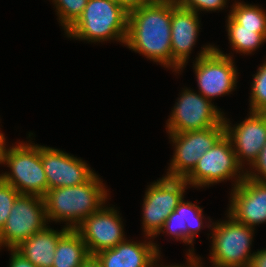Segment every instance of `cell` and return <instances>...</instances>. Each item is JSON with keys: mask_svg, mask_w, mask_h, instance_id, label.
Wrapping results in <instances>:
<instances>
[{"mask_svg": "<svg viewBox=\"0 0 266 267\" xmlns=\"http://www.w3.org/2000/svg\"><path fill=\"white\" fill-rule=\"evenodd\" d=\"M118 214L114 207L102 206L75 228L86 244L90 256L114 248L125 240L121 217Z\"/></svg>", "mask_w": 266, "mask_h": 267, "instance_id": "12", "label": "cell"}, {"mask_svg": "<svg viewBox=\"0 0 266 267\" xmlns=\"http://www.w3.org/2000/svg\"><path fill=\"white\" fill-rule=\"evenodd\" d=\"M67 230L66 226L61 231L46 226L15 249L36 267H52L57 242Z\"/></svg>", "mask_w": 266, "mask_h": 267, "instance_id": "18", "label": "cell"}, {"mask_svg": "<svg viewBox=\"0 0 266 267\" xmlns=\"http://www.w3.org/2000/svg\"><path fill=\"white\" fill-rule=\"evenodd\" d=\"M3 134L4 133H0V164H1V159H2L3 148L6 145L5 144V137Z\"/></svg>", "mask_w": 266, "mask_h": 267, "instance_id": "34", "label": "cell"}, {"mask_svg": "<svg viewBox=\"0 0 266 267\" xmlns=\"http://www.w3.org/2000/svg\"><path fill=\"white\" fill-rule=\"evenodd\" d=\"M232 56L213 45L203 46L194 64L199 93L206 99L229 94L236 87L237 69Z\"/></svg>", "mask_w": 266, "mask_h": 267, "instance_id": "7", "label": "cell"}, {"mask_svg": "<svg viewBox=\"0 0 266 267\" xmlns=\"http://www.w3.org/2000/svg\"><path fill=\"white\" fill-rule=\"evenodd\" d=\"M198 14L180 7L172 0L171 49L172 68L177 72L186 65L189 54L196 43L200 21Z\"/></svg>", "mask_w": 266, "mask_h": 267, "instance_id": "16", "label": "cell"}, {"mask_svg": "<svg viewBox=\"0 0 266 267\" xmlns=\"http://www.w3.org/2000/svg\"><path fill=\"white\" fill-rule=\"evenodd\" d=\"M2 163H6L11 172L0 174V178L20 194L43 197L47 193L48 182L41 162V145L21 142L9 149L4 146Z\"/></svg>", "mask_w": 266, "mask_h": 267, "instance_id": "4", "label": "cell"}, {"mask_svg": "<svg viewBox=\"0 0 266 267\" xmlns=\"http://www.w3.org/2000/svg\"><path fill=\"white\" fill-rule=\"evenodd\" d=\"M181 94L168 119L167 133L205 130L223 123V112L211 100L188 89Z\"/></svg>", "mask_w": 266, "mask_h": 267, "instance_id": "10", "label": "cell"}, {"mask_svg": "<svg viewBox=\"0 0 266 267\" xmlns=\"http://www.w3.org/2000/svg\"><path fill=\"white\" fill-rule=\"evenodd\" d=\"M19 192L0 178V231L4 227Z\"/></svg>", "mask_w": 266, "mask_h": 267, "instance_id": "25", "label": "cell"}, {"mask_svg": "<svg viewBox=\"0 0 266 267\" xmlns=\"http://www.w3.org/2000/svg\"><path fill=\"white\" fill-rule=\"evenodd\" d=\"M227 32L230 45L237 53L249 54L255 51L266 38L261 33H256V29L244 28L239 25L230 15H228Z\"/></svg>", "mask_w": 266, "mask_h": 267, "instance_id": "20", "label": "cell"}, {"mask_svg": "<svg viewBox=\"0 0 266 267\" xmlns=\"http://www.w3.org/2000/svg\"><path fill=\"white\" fill-rule=\"evenodd\" d=\"M223 123L239 165L243 167L245 158L253 166L266 144V113L250 112V116L235 127L230 126L225 117Z\"/></svg>", "mask_w": 266, "mask_h": 267, "instance_id": "13", "label": "cell"}, {"mask_svg": "<svg viewBox=\"0 0 266 267\" xmlns=\"http://www.w3.org/2000/svg\"><path fill=\"white\" fill-rule=\"evenodd\" d=\"M194 251V248L193 249H191V250H189V253L187 254L188 255V260H187V266H182V265H170V266H162V267H203V266H201V264H202V262L200 261L201 260V258H198L197 256H195L194 255V253H193V251ZM192 251V252H191ZM161 255H159L153 262H152V264L150 265V267H161V265L160 266H158V264H157V261H158V259H159V257H160ZM201 262V263H200ZM155 264V265H154Z\"/></svg>", "mask_w": 266, "mask_h": 267, "instance_id": "29", "label": "cell"}, {"mask_svg": "<svg viewBox=\"0 0 266 267\" xmlns=\"http://www.w3.org/2000/svg\"><path fill=\"white\" fill-rule=\"evenodd\" d=\"M225 134V125L205 130L169 133L175 145L174 156L166 177L185 178L196 166L199 159Z\"/></svg>", "mask_w": 266, "mask_h": 267, "instance_id": "11", "label": "cell"}, {"mask_svg": "<svg viewBox=\"0 0 266 267\" xmlns=\"http://www.w3.org/2000/svg\"><path fill=\"white\" fill-rule=\"evenodd\" d=\"M96 173L85 183L47 190L43 196L47 220L65 221L68 229H75L86 217L98 211L108 191Z\"/></svg>", "mask_w": 266, "mask_h": 267, "instance_id": "2", "label": "cell"}, {"mask_svg": "<svg viewBox=\"0 0 266 267\" xmlns=\"http://www.w3.org/2000/svg\"><path fill=\"white\" fill-rule=\"evenodd\" d=\"M41 162L48 190L80 185L94 174L86 162L52 147L41 146Z\"/></svg>", "mask_w": 266, "mask_h": 267, "instance_id": "14", "label": "cell"}, {"mask_svg": "<svg viewBox=\"0 0 266 267\" xmlns=\"http://www.w3.org/2000/svg\"><path fill=\"white\" fill-rule=\"evenodd\" d=\"M232 190L228 214L249 227L266 222V183L245 176Z\"/></svg>", "mask_w": 266, "mask_h": 267, "instance_id": "15", "label": "cell"}, {"mask_svg": "<svg viewBox=\"0 0 266 267\" xmlns=\"http://www.w3.org/2000/svg\"><path fill=\"white\" fill-rule=\"evenodd\" d=\"M239 165L230 139L224 134L199 159L194 169L184 178L188 185L203 187L224 180L236 179L233 187L238 185L246 176L240 173ZM239 174V175H238ZM237 175V176H236Z\"/></svg>", "mask_w": 266, "mask_h": 267, "instance_id": "6", "label": "cell"}, {"mask_svg": "<svg viewBox=\"0 0 266 267\" xmlns=\"http://www.w3.org/2000/svg\"><path fill=\"white\" fill-rule=\"evenodd\" d=\"M177 4L187 10L198 11H216L226 6L227 0H176Z\"/></svg>", "mask_w": 266, "mask_h": 267, "instance_id": "26", "label": "cell"}, {"mask_svg": "<svg viewBox=\"0 0 266 267\" xmlns=\"http://www.w3.org/2000/svg\"><path fill=\"white\" fill-rule=\"evenodd\" d=\"M127 25L128 12L114 0H88L82 15L65 34L88 42L113 39L125 44Z\"/></svg>", "mask_w": 266, "mask_h": 267, "instance_id": "3", "label": "cell"}, {"mask_svg": "<svg viewBox=\"0 0 266 267\" xmlns=\"http://www.w3.org/2000/svg\"><path fill=\"white\" fill-rule=\"evenodd\" d=\"M44 199L34 194H19L0 231V247L15 249L47 226Z\"/></svg>", "mask_w": 266, "mask_h": 267, "instance_id": "8", "label": "cell"}, {"mask_svg": "<svg viewBox=\"0 0 266 267\" xmlns=\"http://www.w3.org/2000/svg\"><path fill=\"white\" fill-rule=\"evenodd\" d=\"M160 255L155 243L131 242L126 239L114 248L105 249L94 256L103 267H150Z\"/></svg>", "mask_w": 266, "mask_h": 267, "instance_id": "17", "label": "cell"}, {"mask_svg": "<svg viewBox=\"0 0 266 267\" xmlns=\"http://www.w3.org/2000/svg\"><path fill=\"white\" fill-rule=\"evenodd\" d=\"M228 221L215 222L212 227V252L210 259L214 267H249L253 227H249L227 215Z\"/></svg>", "mask_w": 266, "mask_h": 267, "instance_id": "5", "label": "cell"}, {"mask_svg": "<svg viewBox=\"0 0 266 267\" xmlns=\"http://www.w3.org/2000/svg\"><path fill=\"white\" fill-rule=\"evenodd\" d=\"M172 0H155L128 13L125 44L131 50L172 68Z\"/></svg>", "mask_w": 266, "mask_h": 267, "instance_id": "1", "label": "cell"}, {"mask_svg": "<svg viewBox=\"0 0 266 267\" xmlns=\"http://www.w3.org/2000/svg\"><path fill=\"white\" fill-rule=\"evenodd\" d=\"M186 186L184 178L164 176L147 188L142 208L145 236L154 238L158 235L165 220L184 198Z\"/></svg>", "mask_w": 266, "mask_h": 267, "instance_id": "9", "label": "cell"}, {"mask_svg": "<svg viewBox=\"0 0 266 267\" xmlns=\"http://www.w3.org/2000/svg\"><path fill=\"white\" fill-rule=\"evenodd\" d=\"M249 267H266V249L255 252Z\"/></svg>", "mask_w": 266, "mask_h": 267, "instance_id": "32", "label": "cell"}, {"mask_svg": "<svg viewBox=\"0 0 266 267\" xmlns=\"http://www.w3.org/2000/svg\"><path fill=\"white\" fill-rule=\"evenodd\" d=\"M56 6L60 24L67 31L82 15L88 0H52Z\"/></svg>", "mask_w": 266, "mask_h": 267, "instance_id": "23", "label": "cell"}, {"mask_svg": "<svg viewBox=\"0 0 266 267\" xmlns=\"http://www.w3.org/2000/svg\"><path fill=\"white\" fill-rule=\"evenodd\" d=\"M253 78L250 96V112L266 113V61Z\"/></svg>", "mask_w": 266, "mask_h": 267, "instance_id": "24", "label": "cell"}, {"mask_svg": "<svg viewBox=\"0 0 266 267\" xmlns=\"http://www.w3.org/2000/svg\"><path fill=\"white\" fill-rule=\"evenodd\" d=\"M161 232H167V234L169 233L177 240H183L181 210H174L169 215V217L165 220L163 228L161 229V231H159L158 234H160Z\"/></svg>", "mask_w": 266, "mask_h": 267, "instance_id": "27", "label": "cell"}, {"mask_svg": "<svg viewBox=\"0 0 266 267\" xmlns=\"http://www.w3.org/2000/svg\"><path fill=\"white\" fill-rule=\"evenodd\" d=\"M11 250V261L9 267H36L31 262H29L21 253L16 249Z\"/></svg>", "mask_w": 266, "mask_h": 267, "instance_id": "30", "label": "cell"}, {"mask_svg": "<svg viewBox=\"0 0 266 267\" xmlns=\"http://www.w3.org/2000/svg\"><path fill=\"white\" fill-rule=\"evenodd\" d=\"M89 256L80 234L68 229L57 242L52 267H81Z\"/></svg>", "mask_w": 266, "mask_h": 267, "instance_id": "19", "label": "cell"}, {"mask_svg": "<svg viewBox=\"0 0 266 267\" xmlns=\"http://www.w3.org/2000/svg\"><path fill=\"white\" fill-rule=\"evenodd\" d=\"M229 15L241 26L256 29L266 38V13L256 5L235 2Z\"/></svg>", "mask_w": 266, "mask_h": 267, "instance_id": "21", "label": "cell"}, {"mask_svg": "<svg viewBox=\"0 0 266 267\" xmlns=\"http://www.w3.org/2000/svg\"><path fill=\"white\" fill-rule=\"evenodd\" d=\"M174 210H181V220L183 228L184 243L193 244L195 235L203 226L202 208L191 202H185L184 199L178 204Z\"/></svg>", "mask_w": 266, "mask_h": 267, "instance_id": "22", "label": "cell"}, {"mask_svg": "<svg viewBox=\"0 0 266 267\" xmlns=\"http://www.w3.org/2000/svg\"><path fill=\"white\" fill-rule=\"evenodd\" d=\"M128 13L136 8L153 3L155 0H114Z\"/></svg>", "mask_w": 266, "mask_h": 267, "instance_id": "31", "label": "cell"}, {"mask_svg": "<svg viewBox=\"0 0 266 267\" xmlns=\"http://www.w3.org/2000/svg\"><path fill=\"white\" fill-rule=\"evenodd\" d=\"M81 267H103L95 256L89 258L83 263Z\"/></svg>", "mask_w": 266, "mask_h": 267, "instance_id": "33", "label": "cell"}, {"mask_svg": "<svg viewBox=\"0 0 266 267\" xmlns=\"http://www.w3.org/2000/svg\"><path fill=\"white\" fill-rule=\"evenodd\" d=\"M252 167V169L255 168V170H253L254 172H256V170L258 171L257 174L252 171H247L245 172L246 176L253 180L266 183V144L260 151L259 157ZM258 174H260V176Z\"/></svg>", "mask_w": 266, "mask_h": 267, "instance_id": "28", "label": "cell"}]
</instances>
